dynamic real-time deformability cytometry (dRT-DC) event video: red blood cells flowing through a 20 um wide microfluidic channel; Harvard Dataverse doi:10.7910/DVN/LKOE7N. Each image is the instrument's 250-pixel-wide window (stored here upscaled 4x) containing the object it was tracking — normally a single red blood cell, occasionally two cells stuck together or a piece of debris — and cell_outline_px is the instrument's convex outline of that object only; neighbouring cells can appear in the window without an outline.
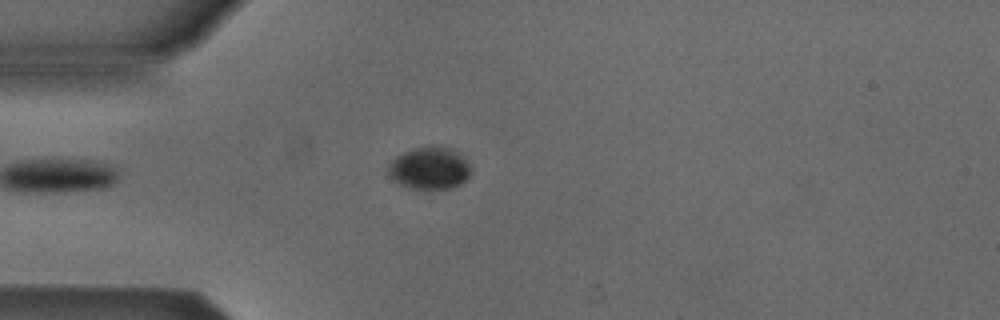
{"species": "Egyptian fruit bat (a non-hibernating species)", "species_latin": "Rousettus aegyptiacus", "temperature_condition": "cold", "stored_images_in_passage": 5, "camera_frame_rate_fps": 3000, "um_per_image_px": 0.085, "animal": {"sex": "male"}, "frame": {"image": 1, "passage_image": 4, "time_ms": 1.0, "image_size_px": [1000, 320], "cell_outline_px": [[472, 172], [468, 180], [452, 188], [408, 188], [400, 184], [388, 176], [388, 164], [396, 156], [412, 148], [428, 144], [432, 144], [452, 148], [460, 152], [472, 168]], "centroid_in_image_um": [36.54, 14.26], "position_along_channel_um": 48.5, "area_um2": 20.98}}